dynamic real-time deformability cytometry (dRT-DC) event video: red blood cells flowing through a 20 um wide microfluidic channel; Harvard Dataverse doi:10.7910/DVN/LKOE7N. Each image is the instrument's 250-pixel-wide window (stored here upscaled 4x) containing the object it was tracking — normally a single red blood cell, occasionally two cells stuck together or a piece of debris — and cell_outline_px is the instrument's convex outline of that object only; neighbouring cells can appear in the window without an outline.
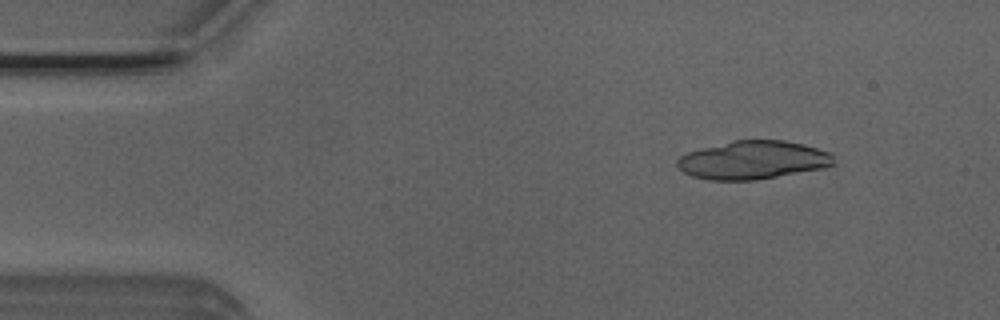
{"species": "Egyptian fruit bat (a non-hibernating species)", "species_latin": "Rousettus aegyptiacus", "temperature_condition": "room temperature", "stored_images_in_passage": 19, "camera_frame_rate_fps": 3000, "um_per_image_px": 0.085, "animal": {"sex": "male"}, "frame": {"image": 1, "passage_image": 6, "time_ms": 1.667, "image_size_px": [1000, 320], "cell_outline_px": [[836, 164], [824, 168], [752, 180], [708, 180], [692, 176], [684, 172], [676, 164], [676, 160], [680, 156], [688, 152], [732, 140], [784, 140], [804, 144], [828, 152], [832, 156]], "centroid_in_image_um": [63.99, 13.6], "position_along_channel_um": 21.0, "area_um2": 34.74}}